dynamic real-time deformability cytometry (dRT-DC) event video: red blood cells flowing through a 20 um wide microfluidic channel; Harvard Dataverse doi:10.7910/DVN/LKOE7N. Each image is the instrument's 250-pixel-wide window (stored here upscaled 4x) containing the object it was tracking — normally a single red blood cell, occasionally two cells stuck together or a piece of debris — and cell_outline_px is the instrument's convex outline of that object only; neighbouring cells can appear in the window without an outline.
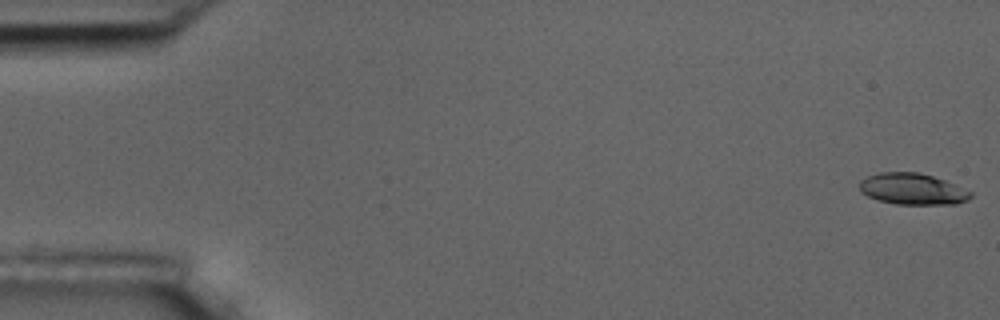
{"species": "common noctule bat (a hibernating species)", "species_latin": "Nyctalus noctula", "temperature_condition": "room temperature", "stored_images_in_passage": 5, "camera_frame_rate_fps": 3000, "um_per_image_px": 0.085, "animal": {"sex": "male", "body_mass_g": 17.5, "forearm_length_mm": 52.3}, "frame": {"image": 1, "passage_image": 1, "time_ms": 0.0, "image_size_px": [1000, 320], "cell_outline_px": [[972, 196], [968, 200], [956, 204], [896, 204], [880, 200], [868, 196], [860, 192], [860, 180], [868, 176], [880, 172], [920, 172], [944, 180], [972, 192]], "centroid_in_image_um": [77.56, 16.06], "position_along_channel_um": 7.4, "area_um2": 20.17}}
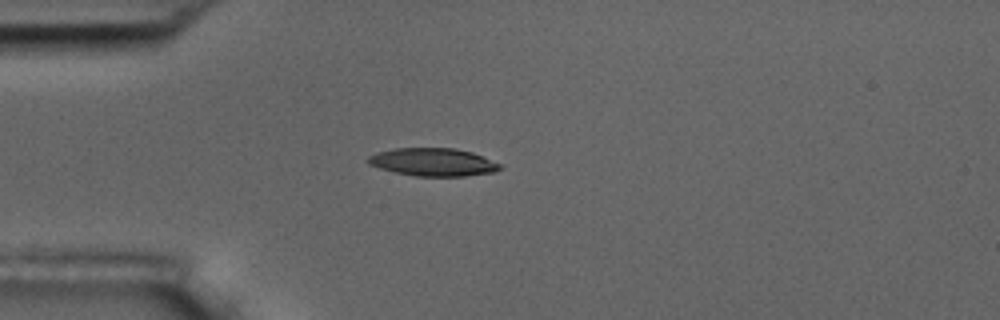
{"frame": {"image": 2, "passage_image": 5, "time_ms": 4.667, "image_size_px": [1000, 320], "cell_outline_px": [[504, 168], [492, 172], [464, 176], [416, 176], [396, 172], [380, 168], [368, 164], [364, 160], [368, 156], [376, 152], [396, 148], [452, 148], [472, 152], [504, 164]], "centroid_in_image_um": [36.82, 13.77], "position_along_channel_um": 48.2, "area_um2": 21.62}}